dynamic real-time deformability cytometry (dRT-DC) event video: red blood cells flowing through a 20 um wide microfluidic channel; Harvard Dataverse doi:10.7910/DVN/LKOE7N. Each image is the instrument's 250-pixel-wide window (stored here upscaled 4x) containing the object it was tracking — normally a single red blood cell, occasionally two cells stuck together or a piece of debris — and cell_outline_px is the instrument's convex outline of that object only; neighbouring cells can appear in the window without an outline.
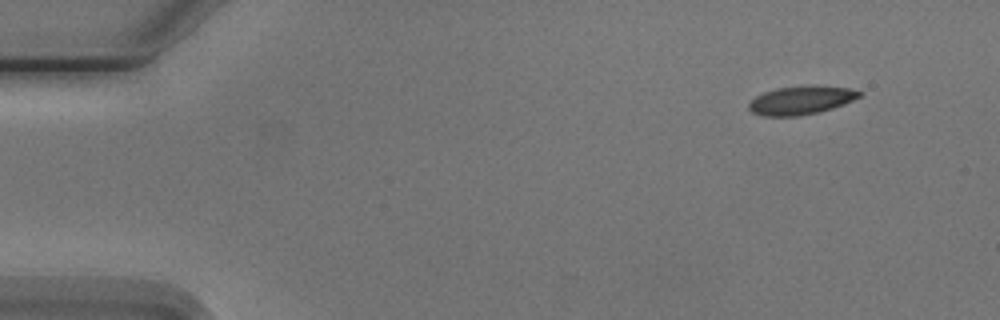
{"species": "Egyptian fruit bat (a non-hibernating species)", "species_latin": "Rousettus aegyptiacus", "temperature_condition": "cold", "stored_images_in_passage": 4, "camera_frame_rate_fps": 3000, "um_per_image_px": 0.085, "animal": {"sex": "male"}, "frame": {"image": 1, "passage_image": 1, "time_ms": 0.0, "image_size_px": [1000, 320], "cell_outline_px": [[864, 92], [860, 96], [844, 104], [820, 112], [800, 116], [764, 116], [752, 112], [748, 108], [748, 104], [756, 96], [764, 92], [776, 88], [848, 88]], "centroid_in_image_um": [68.04, 8.58], "position_along_channel_um": 17.0, "area_um2": 17.51}}